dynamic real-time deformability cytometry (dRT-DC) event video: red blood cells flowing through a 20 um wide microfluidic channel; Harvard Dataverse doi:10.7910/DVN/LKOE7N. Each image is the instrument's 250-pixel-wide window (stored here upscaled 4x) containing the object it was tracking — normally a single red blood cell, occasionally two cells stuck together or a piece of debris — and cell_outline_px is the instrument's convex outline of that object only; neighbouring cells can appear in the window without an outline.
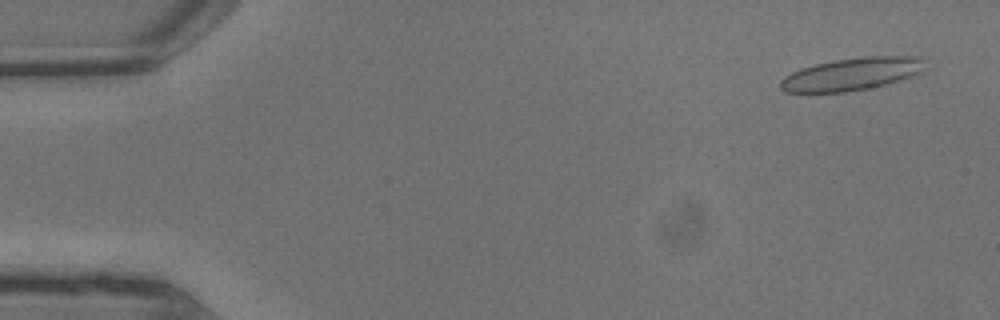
{"species": "common noctule bat (a hibernating species)", "species_latin": "Nyctalus noctula", "temperature_condition": "warm", "stored_images_in_passage": 9, "camera_frame_rate_fps": 3000, "um_per_image_px": 0.085, "animal": {"sex": "male", "body_mass_g": 13.3}, "frame": {"image": 1, "passage_image": 1, "time_ms": 0.0, "image_size_px": [1000, 320], "cell_outline_px": [[924, 72], [916, 76], [884, 84], [844, 92], [784, 92], [780, 88], [780, 80], [784, 76], [800, 68], [816, 64], [836, 60], [864, 56], [920, 56], [924, 60]], "centroid_in_image_um": [72.43, 6.28], "position_along_channel_um": 12.6, "area_um2": 27.46}}
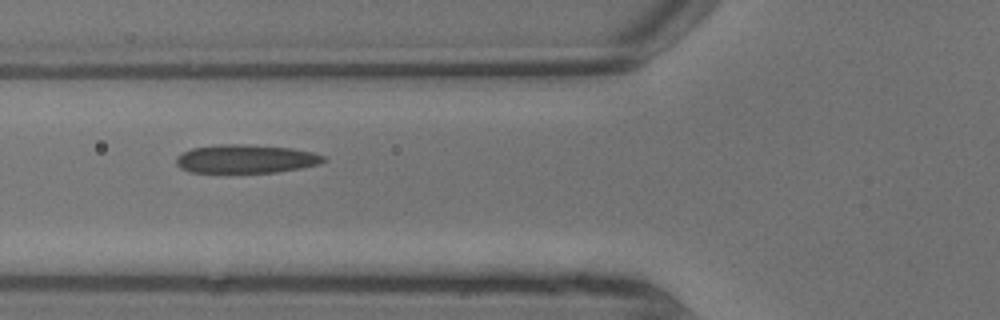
{"frame": {"image": 2, "passage_image": 7, "time_ms": 2.0, "image_size_px": [1000, 320], "cell_outline_px": [[328, 160], [320, 164], [300, 168], [276, 172], [188, 172], [180, 168], [176, 164], [176, 156], [192, 148], [220, 144], [240, 144], [292, 148], [312, 152], [324, 156]], "centroid_in_image_um": [20.9, 13.5], "position_along_channel_um": 104.9, "area_um2": 24.45}}
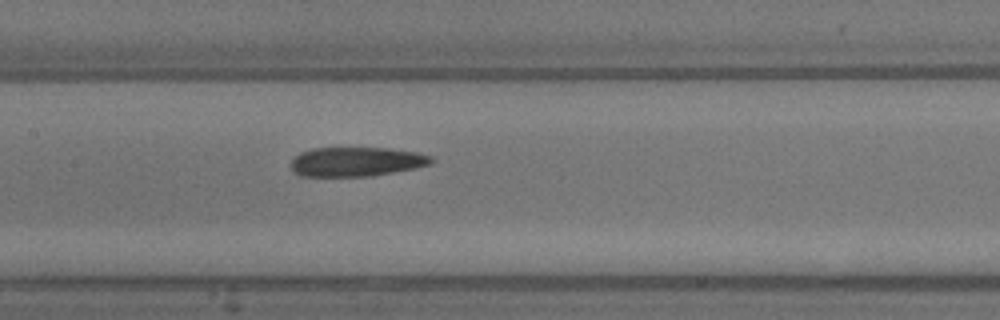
{"frame": {"image": 3, "passage_image": 9, "time_ms": 2.667, "image_size_px": [1000, 320], "cell_outline_px": [[436, 160], [432, 164], [416, 168], [372, 176], [300, 176], [292, 168], [292, 160], [300, 152], [312, 148], [388, 148], [416, 152], [432, 156]], "centroid_in_image_um": [30.35, 13.74], "position_along_channel_um": 177.1, "area_um2": 24.04}}